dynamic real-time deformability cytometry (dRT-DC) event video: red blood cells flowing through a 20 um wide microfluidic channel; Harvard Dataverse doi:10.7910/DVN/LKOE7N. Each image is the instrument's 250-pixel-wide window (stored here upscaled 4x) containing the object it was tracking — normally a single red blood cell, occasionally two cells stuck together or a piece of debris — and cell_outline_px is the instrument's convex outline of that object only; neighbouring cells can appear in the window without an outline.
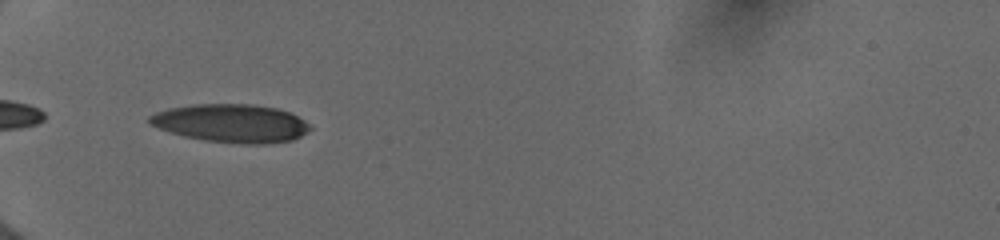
{"species": "human", "species_latin": "Homo sapiens", "temperature_condition": "cold", "stored_images_in_passage": 34, "camera_frame_rate_fps": 3000, "um_per_image_px": 0.085, "donor": {"sex": "female"}, "frame": {"image": 1, "passage_image": 1, "time_ms": 0.0, "image_size_px": [1000, 240], "cell_outline_px": [[312, 128], [300, 136], [292, 140], [268, 144], [244, 144], [204, 140], [184, 136], [148, 124], [148, 116], [156, 112], [168, 108], [192, 104], [252, 104], [276, 108], [288, 112], [304, 120]], "centroid_in_image_um": [19.64, 10.47], "position_along_channel_um": 65.4, "area_um2": 35.72}}
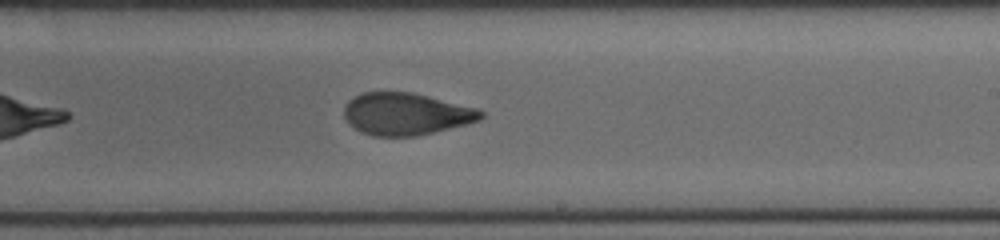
{"frame": {"image": 2, "passage_image": 16, "time_ms": 5.0, "image_size_px": [1000, 240], "cell_outline_px": [[484, 116], [480, 120], [416, 136], [372, 136], [360, 132], [348, 124], [344, 116], [344, 104], [352, 96], [364, 92], [412, 92], [480, 108], [484, 112]], "centroid_in_image_um": [34.48, 9.67], "position_along_channel_um": 254.5, "area_um2": 33.87}}
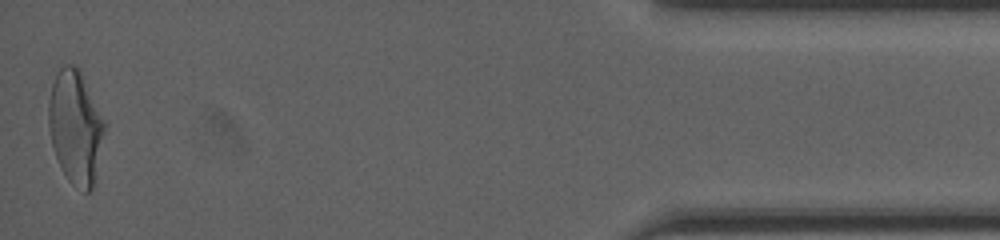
{"frame": {"image": 3, "passage_image": 34, "time_ms": 11.0, "image_size_px": [1000, 240], "cell_outline_px": [[108, 124], [92, 188], [88, 192], [84, 192], [72, 184], [68, 180], [56, 156], [52, 144], [48, 124], [48, 100], [52, 84], [60, 68], [64, 64], [72, 64], [80, 68]], "centroid_in_image_um": [6.45, 10.76], "position_along_channel_um": 428.7, "area_um2": 37.51}, "authors_computed_cell_mechanics": {"area_um2": 34.68, "velocity_mm_per_s": 4.0078, "shape_relaxation_time_tau1_ms": 6.1882, "shape_relaxation_time_tau2_ms": 1.2647, "deformation_change_tau1": 0.2139, "deformation_change_tau2": 0.0774}}